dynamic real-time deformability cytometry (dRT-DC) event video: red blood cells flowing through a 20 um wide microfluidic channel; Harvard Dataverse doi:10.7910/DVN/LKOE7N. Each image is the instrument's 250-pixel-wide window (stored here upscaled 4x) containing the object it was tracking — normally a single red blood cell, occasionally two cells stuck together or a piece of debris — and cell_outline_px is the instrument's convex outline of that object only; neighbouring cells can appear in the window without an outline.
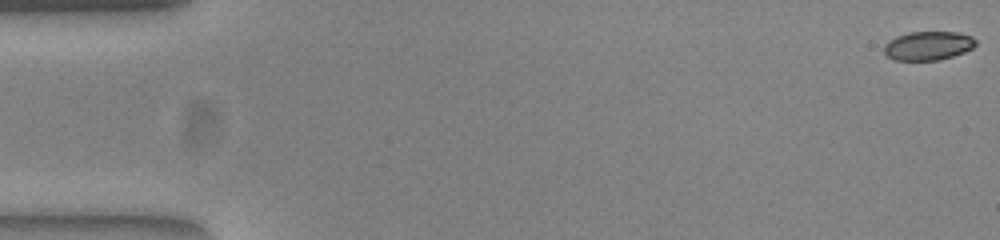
{"species": "common noctule bat (a hibernating species)", "species_latin": "Nyctalus noctula", "temperature_condition": "warm", "stored_images_in_passage": 53, "camera_frame_rate_fps": 3000, "um_per_image_px": 0.085, "animal": {"sex": "female", "body_mass_g": 23.0, "forearm_length_mm": 53.4}, "frame": {"image": 1, "passage_image": 1, "time_ms": 0.0, "image_size_px": [1000, 240], "cell_outline_px": [[976, 44], [972, 48], [964, 52], [940, 60], [896, 60], [888, 56], [884, 52], [884, 48], [896, 36], [908, 32], [956, 32], [972, 36], [976, 40]], "centroid_in_image_um": [78.93, 3.88], "position_along_channel_um": 6.1, "area_um2": 15.2}}
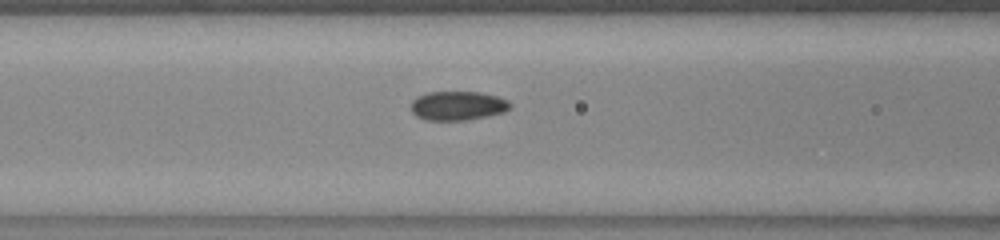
{"frame": {"image": 2, "passage_image": 22, "time_ms": 7.0, "image_size_px": [1000, 240], "cell_outline_px": [[512, 108], [504, 112], [464, 120], [428, 120], [416, 116], [412, 112], [412, 100], [416, 96], [428, 92], [480, 92], [496, 96], [508, 100], [512, 104]], "centroid_in_image_um": [38.91, 8.97], "position_along_channel_um": 127.7, "area_um2": 16.76}}
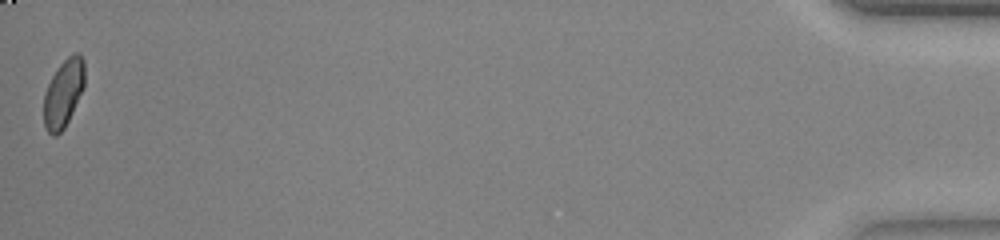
{"frame": {"image": 3, "passage_image": 53, "time_ms": 17.333, "image_size_px": [1000, 240], "cell_outline_px": [[84, 88], [64, 128], [56, 136], [52, 136], [44, 128], [44, 92], [52, 76], [60, 64], [72, 52], [80, 52], [84, 60]], "centroid_in_image_um": [5.39, 7.91], "position_along_channel_um": 429.8, "area_um2": 16.24}, "authors_computed_cell_mechanics": {"area_um2": 16.5886, "velocity_mm_per_s": 3.9063, "shape_relaxation_time_tau1_ms": null, "shape_relaxation_time_tau2_ms": 1.2118, "deformation_change_tau1": null, "deformation_change_tau2": 0.0379}}